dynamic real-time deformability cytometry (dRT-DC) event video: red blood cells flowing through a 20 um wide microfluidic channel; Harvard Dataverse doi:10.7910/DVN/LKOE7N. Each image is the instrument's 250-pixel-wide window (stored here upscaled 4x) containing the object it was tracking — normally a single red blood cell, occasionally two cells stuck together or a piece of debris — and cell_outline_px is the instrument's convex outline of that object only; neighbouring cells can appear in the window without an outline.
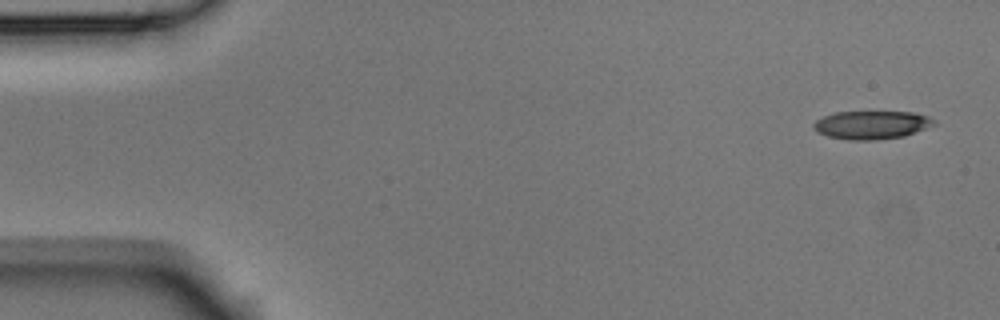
{"species": "Egyptian fruit bat (a non-hibernating species)", "species_latin": "Rousettus aegyptiacus", "temperature_condition": "room temperature", "stored_images_in_passage": 4, "camera_frame_rate_fps": 3000, "um_per_image_px": 0.085, "animal": {"sex": "male"}, "frame": {"image": 1, "passage_image": 1, "time_ms": 0.0, "image_size_px": [1000, 320], "cell_outline_px": [[936, 124], [904, 136], [872, 140], [848, 140], [828, 136], [816, 132], [812, 128], [812, 124], [816, 120], [824, 116], [836, 112], [912, 112], [928, 116], [936, 120]], "centroid_in_image_um": [74.06, 10.62], "position_along_channel_um": 10.9, "area_um2": 19.83}}
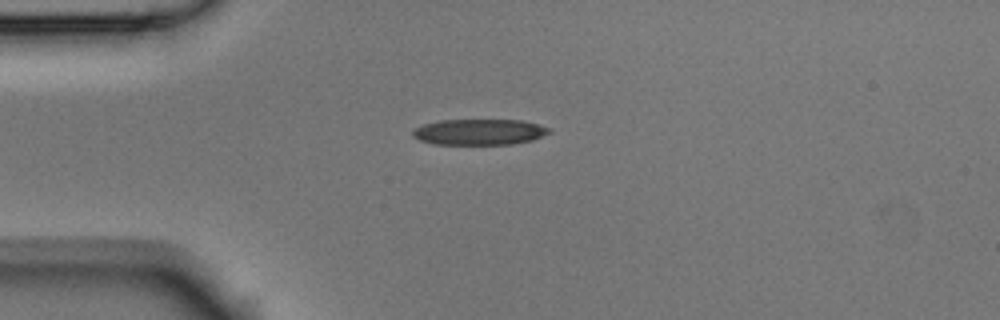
{"frame": {"image": 2, "passage_image": 4, "time_ms": 1.0, "image_size_px": [1000, 320], "cell_outline_px": [[552, 132], [532, 140], [512, 144], [432, 144], [420, 140], [412, 136], [412, 132], [416, 128], [424, 124], [440, 120], [520, 120], [552, 128]], "centroid_in_image_um": [40.75, 11.22], "position_along_channel_um": 44.2, "area_um2": 20.52}}